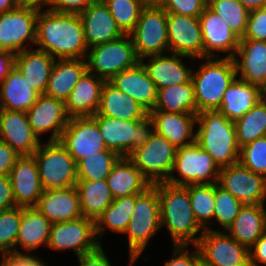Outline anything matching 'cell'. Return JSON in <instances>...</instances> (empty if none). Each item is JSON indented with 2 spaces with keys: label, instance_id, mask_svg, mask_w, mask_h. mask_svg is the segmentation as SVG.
Returning a JSON list of instances; mask_svg holds the SVG:
<instances>
[{
  "label": "cell",
  "instance_id": "cell-1",
  "mask_svg": "<svg viewBox=\"0 0 266 266\" xmlns=\"http://www.w3.org/2000/svg\"><path fill=\"white\" fill-rule=\"evenodd\" d=\"M39 10L36 21L37 49L55 59H86L88 46L82 20L77 13Z\"/></svg>",
  "mask_w": 266,
  "mask_h": 266
},
{
  "label": "cell",
  "instance_id": "cell-2",
  "mask_svg": "<svg viewBox=\"0 0 266 266\" xmlns=\"http://www.w3.org/2000/svg\"><path fill=\"white\" fill-rule=\"evenodd\" d=\"M161 227L167 228L174 245L195 246L199 238L196 236L204 229L195 220L188 190L185 186L173 185L167 182L158 183Z\"/></svg>",
  "mask_w": 266,
  "mask_h": 266
},
{
  "label": "cell",
  "instance_id": "cell-3",
  "mask_svg": "<svg viewBox=\"0 0 266 266\" xmlns=\"http://www.w3.org/2000/svg\"><path fill=\"white\" fill-rule=\"evenodd\" d=\"M197 123L196 142L220 168L238 162L240 147L234 121L214 110L197 113Z\"/></svg>",
  "mask_w": 266,
  "mask_h": 266
},
{
  "label": "cell",
  "instance_id": "cell-4",
  "mask_svg": "<svg viewBox=\"0 0 266 266\" xmlns=\"http://www.w3.org/2000/svg\"><path fill=\"white\" fill-rule=\"evenodd\" d=\"M216 59V60H215ZM197 72L192 70L197 113L219 110L224 92L237 77L233 58H204Z\"/></svg>",
  "mask_w": 266,
  "mask_h": 266
},
{
  "label": "cell",
  "instance_id": "cell-5",
  "mask_svg": "<svg viewBox=\"0 0 266 266\" xmlns=\"http://www.w3.org/2000/svg\"><path fill=\"white\" fill-rule=\"evenodd\" d=\"M161 227L158 183L135 195V206L124 234H128L130 266L141 256Z\"/></svg>",
  "mask_w": 266,
  "mask_h": 266
},
{
  "label": "cell",
  "instance_id": "cell-6",
  "mask_svg": "<svg viewBox=\"0 0 266 266\" xmlns=\"http://www.w3.org/2000/svg\"><path fill=\"white\" fill-rule=\"evenodd\" d=\"M32 156L37 163L43 190L76 186L77 163L60 141L41 143Z\"/></svg>",
  "mask_w": 266,
  "mask_h": 266
},
{
  "label": "cell",
  "instance_id": "cell-7",
  "mask_svg": "<svg viewBox=\"0 0 266 266\" xmlns=\"http://www.w3.org/2000/svg\"><path fill=\"white\" fill-rule=\"evenodd\" d=\"M107 149L120 157H128L136 148L142 146L154 131L153 121L148 115L142 120H124L94 115Z\"/></svg>",
  "mask_w": 266,
  "mask_h": 266
},
{
  "label": "cell",
  "instance_id": "cell-8",
  "mask_svg": "<svg viewBox=\"0 0 266 266\" xmlns=\"http://www.w3.org/2000/svg\"><path fill=\"white\" fill-rule=\"evenodd\" d=\"M86 59L87 70L105 82L140 61L129 34L89 48Z\"/></svg>",
  "mask_w": 266,
  "mask_h": 266
},
{
  "label": "cell",
  "instance_id": "cell-9",
  "mask_svg": "<svg viewBox=\"0 0 266 266\" xmlns=\"http://www.w3.org/2000/svg\"><path fill=\"white\" fill-rule=\"evenodd\" d=\"M168 13L156 3H147L134 30L129 34L139 60L169 51Z\"/></svg>",
  "mask_w": 266,
  "mask_h": 266
},
{
  "label": "cell",
  "instance_id": "cell-10",
  "mask_svg": "<svg viewBox=\"0 0 266 266\" xmlns=\"http://www.w3.org/2000/svg\"><path fill=\"white\" fill-rule=\"evenodd\" d=\"M220 170L211 155L194 141L177 148L172 174L167 183L178 186L215 184L218 183ZM173 172H177L179 178Z\"/></svg>",
  "mask_w": 266,
  "mask_h": 266
},
{
  "label": "cell",
  "instance_id": "cell-11",
  "mask_svg": "<svg viewBox=\"0 0 266 266\" xmlns=\"http://www.w3.org/2000/svg\"><path fill=\"white\" fill-rule=\"evenodd\" d=\"M177 148L155 131L128 158L151 185L167 182L172 174Z\"/></svg>",
  "mask_w": 266,
  "mask_h": 266
},
{
  "label": "cell",
  "instance_id": "cell-12",
  "mask_svg": "<svg viewBox=\"0 0 266 266\" xmlns=\"http://www.w3.org/2000/svg\"><path fill=\"white\" fill-rule=\"evenodd\" d=\"M196 244L201 266H251L249 249L227 232L205 229Z\"/></svg>",
  "mask_w": 266,
  "mask_h": 266
},
{
  "label": "cell",
  "instance_id": "cell-13",
  "mask_svg": "<svg viewBox=\"0 0 266 266\" xmlns=\"http://www.w3.org/2000/svg\"><path fill=\"white\" fill-rule=\"evenodd\" d=\"M38 12L39 9L33 7L17 6L11 11L1 13L0 50L17 54L29 49V43L35 44Z\"/></svg>",
  "mask_w": 266,
  "mask_h": 266
},
{
  "label": "cell",
  "instance_id": "cell-14",
  "mask_svg": "<svg viewBox=\"0 0 266 266\" xmlns=\"http://www.w3.org/2000/svg\"><path fill=\"white\" fill-rule=\"evenodd\" d=\"M100 245L96 237L95 221L84 216L53 223L47 243V247L53 250L72 249L76 257L93 252Z\"/></svg>",
  "mask_w": 266,
  "mask_h": 266
},
{
  "label": "cell",
  "instance_id": "cell-15",
  "mask_svg": "<svg viewBox=\"0 0 266 266\" xmlns=\"http://www.w3.org/2000/svg\"><path fill=\"white\" fill-rule=\"evenodd\" d=\"M59 141L76 163L87 155L107 149L98 124L92 117L70 118Z\"/></svg>",
  "mask_w": 266,
  "mask_h": 266
},
{
  "label": "cell",
  "instance_id": "cell-16",
  "mask_svg": "<svg viewBox=\"0 0 266 266\" xmlns=\"http://www.w3.org/2000/svg\"><path fill=\"white\" fill-rule=\"evenodd\" d=\"M218 184L243 204H264L266 178L239 162L221 168Z\"/></svg>",
  "mask_w": 266,
  "mask_h": 266
},
{
  "label": "cell",
  "instance_id": "cell-17",
  "mask_svg": "<svg viewBox=\"0 0 266 266\" xmlns=\"http://www.w3.org/2000/svg\"><path fill=\"white\" fill-rule=\"evenodd\" d=\"M169 53L203 60V39L199 17L167 15Z\"/></svg>",
  "mask_w": 266,
  "mask_h": 266
},
{
  "label": "cell",
  "instance_id": "cell-18",
  "mask_svg": "<svg viewBox=\"0 0 266 266\" xmlns=\"http://www.w3.org/2000/svg\"><path fill=\"white\" fill-rule=\"evenodd\" d=\"M199 20L203 39V59L220 58V55L216 54L218 51L227 53L224 58H233L241 38L208 6L199 16Z\"/></svg>",
  "mask_w": 266,
  "mask_h": 266
},
{
  "label": "cell",
  "instance_id": "cell-19",
  "mask_svg": "<svg viewBox=\"0 0 266 266\" xmlns=\"http://www.w3.org/2000/svg\"><path fill=\"white\" fill-rule=\"evenodd\" d=\"M26 113L29 124L39 139L45 132H52L47 141H59L70 119L65 109V102L46 94H39L36 102Z\"/></svg>",
  "mask_w": 266,
  "mask_h": 266
},
{
  "label": "cell",
  "instance_id": "cell-20",
  "mask_svg": "<svg viewBox=\"0 0 266 266\" xmlns=\"http://www.w3.org/2000/svg\"><path fill=\"white\" fill-rule=\"evenodd\" d=\"M0 141L20 156H32L41 140L35 135L24 111L0 109Z\"/></svg>",
  "mask_w": 266,
  "mask_h": 266
},
{
  "label": "cell",
  "instance_id": "cell-21",
  "mask_svg": "<svg viewBox=\"0 0 266 266\" xmlns=\"http://www.w3.org/2000/svg\"><path fill=\"white\" fill-rule=\"evenodd\" d=\"M14 201L18 207H35L43 193L33 156H20L9 173Z\"/></svg>",
  "mask_w": 266,
  "mask_h": 266
},
{
  "label": "cell",
  "instance_id": "cell-22",
  "mask_svg": "<svg viewBox=\"0 0 266 266\" xmlns=\"http://www.w3.org/2000/svg\"><path fill=\"white\" fill-rule=\"evenodd\" d=\"M88 48L125 35L102 0H95L79 13Z\"/></svg>",
  "mask_w": 266,
  "mask_h": 266
},
{
  "label": "cell",
  "instance_id": "cell-23",
  "mask_svg": "<svg viewBox=\"0 0 266 266\" xmlns=\"http://www.w3.org/2000/svg\"><path fill=\"white\" fill-rule=\"evenodd\" d=\"M109 82L137 101L148 113L153 110L158 90L140 61L115 75Z\"/></svg>",
  "mask_w": 266,
  "mask_h": 266
},
{
  "label": "cell",
  "instance_id": "cell-24",
  "mask_svg": "<svg viewBox=\"0 0 266 266\" xmlns=\"http://www.w3.org/2000/svg\"><path fill=\"white\" fill-rule=\"evenodd\" d=\"M169 54L145 57L149 58L148 63H145L144 59L140 60L157 90L187 83L191 79L192 70H194L187 68L183 63L182 58H187V56L176 53Z\"/></svg>",
  "mask_w": 266,
  "mask_h": 266
},
{
  "label": "cell",
  "instance_id": "cell-25",
  "mask_svg": "<svg viewBox=\"0 0 266 266\" xmlns=\"http://www.w3.org/2000/svg\"><path fill=\"white\" fill-rule=\"evenodd\" d=\"M52 224L82 217L76 186L43 190L35 206Z\"/></svg>",
  "mask_w": 266,
  "mask_h": 266
},
{
  "label": "cell",
  "instance_id": "cell-26",
  "mask_svg": "<svg viewBox=\"0 0 266 266\" xmlns=\"http://www.w3.org/2000/svg\"><path fill=\"white\" fill-rule=\"evenodd\" d=\"M239 57V59H238ZM237 77L262 88L266 82V41L240 40L233 57Z\"/></svg>",
  "mask_w": 266,
  "mask_h": 266
},
{
  "label": "cell",
  "instance_id": "cell-27",
  "mask_svg": "<svg viewBox=\"0 0 266 266\" xmlns=\"http://www.w3.org/2000/svg\"><path fill=\"white\" fill-rule=\"evenodd\" d=\"M154 131L165 137L176 148L196 141L197 114L151 111Z\"/></svg>",
  "mask_w": 266,
  "mask_h": 266
},
{
  "label": "cell",
  "instance_id": "cell-28",
  "mask_svg": "<svg viewBox=\"0 0 266 266\" xmlns=\"http://www.w3.org/2000/svg\"><path fill=\"white\" fill-rule=\"evenodd\" d=\"M105 81L86 70L65 101L70 118L92 117L100 105L101 90Z\"/></svg>",
  "mask_w": 266,
  "mask_h": 266
},
{
  "label": "cell",
  "instance_id": "cell-29",
  "mask_svg": "<svg viewBox=\"0 0 266 266\" xmlns=\"http://www.w3.org/2000/svg\"><path fill=\"white\" fill-rule=\"evenodd\" d=\"M33 45L15 55V68L39 94H44L56 59Z\"/></svg>",
  "mask_w": 266,
  "mask_h": 266
},
{
  "label": "cell",
  "instance_id": "cell-30",
  "mask_svg": "<svg viewBox=\"0 0 266 266\" xmlns=\"http://www.w3.org/2000/svg\"><path fill=\"white\" fill-rule=\"evenodd\" d=\"M265 204H244L225 230L234 240L250 249L266 230Z\"/></svg>",
  "mask_w": 266,
  "mask_h": 266
},
{
  "label": "cell",
  "instance_id": "cell-31",
  "mask_svg": "<svg viewBox=\"0 0 266 266\" xmlns=\"http://www.w3.org/2000/svg\"><path fill=\"white\" fill-rule=\"evenodd\" d=\"M95 115L124 120H142L149 113L133 98L105 82L101 90L100 105Z\"/></svg>",
  "mask_w": 266,
  "mask_h": 266
},
{
  "label": "cell",
  "instance_id": "cell-32",
  "mask_svg": "<svg viewBox=\"0 0 266 266\" xmlns=\"http://www.w3.org/2000/svg\"><path fill=\"white\" fill-rule=\"evenodd\" d=\"M263 98L259 86L236 77L224 92L220 111L227 119L235 121L242 117Z\"/></svg>",
  "mask_w": 266,
  "mask_h": 266
},
{
  "label": "cell",
  "instance_id": "cell-33",
  "mask_svg": "<svg viewBox=\"0 0 266 266\" xmlns=\"http://www.w3.org/2000/svg\"><path fill=\"white\" fill-rule=\"evenodd\" d=\"M86 70V59H56L44 94L65 102Z\"/></svg>",
  "mask_w": 266,
  "mask_h": 266
},
{
  "label": "cell",
  "instance_id": "cell-34",
  "mask_svg": "<svg viewBox=\"0 0 266 266\" xmlns=\"http://www.w3.org/2000/svg\"><path fill=\"white\" fill-rule=\"evenodd\" d=\"M113 198L138 195L151 184L128 157H120L106 178Z\"/></svg>",
  "mask_w": 266,
  "mask_h": 266
},
{
  "label": "cell",
  "instance_id": "cell-35",
  "mask_svg": "<svg viewBox=\"0 0 266 266\" xmlns=\"http://www.w3.org/2000/svg\"><path fill=\"white\" fill-rule=\"evenodd\" d=\"M38 96L39 93L15 67L0 83V109L27 112Z\"/></svg>",
  "mask_w": 266,
  "mask_h": 266
},
{
  "label": "cell",
  "instance_id": "cell-36",
  "mask_svg": "<svg viewBox=\"0 0 266 266\" xmlns=\"http://www.w3.org/2000/svg\"><path fill=\"white\" fill-rule=\"evenodd\" d=\"M52 223L36 208L22 207V220L16 238V247L21 245L31 252L48 243Z\"/></svg>",
  "mask_w": 266,
  "mask_h": 266
},
{
  "label": "cell",
  "instance_id": "cell-37",
  "mask_svg": "<svg viewBox=\"0 0 266 266\" xmlns=\"http://www.w3.org/2000/svg\"><path fill=\"white\" fill-rule=\"evenodd\" d=\"M76 188L82 216L94 221L114 200L106 179L78 180Z\"/></svg>",
  "mask_w": 266,
  "mask_h": 266
},
{
  "label": "cell",
  "instance_id": "cell-38",
  "mask_svg": "<svg viewBox=\"0 0 266 266\" xmlns=\"http://www.w3.org/2000/svg\"><path fill=\"white\" fill-rule=\"evenodd\" d=\"M152 111L197 114L194 85L187 83L159 89Z\"/></svg>",
  "mask_w": 266,
  "mask_h": 266
},
{
  "label": "cell",
  "instance_id": "cell-39",
  "mask_svg": "<svg viewBox=\"0 0 266 266\" xmlns=\"http://www.w3.org/2000/svg\"><path fill=\"white\" fill-rule=\"evenodd\" d=\"M135 206V195L114 198L113 202L95 221V232L98 242L104 236L105 228L110 231L124 233L131 219ZM105 224V225H104ZM104 225V226H103Z\"/></svg>",
  "mask_w": 266,
  "mask_h": 266
},
{
  "label": "cell",
  "instance_id": "cell-40",
  "mask_svg": "<svg viewBox=\"0 0 266 266\" xmlns=\"http://www.w3.org/2000/svg\"><path fill=\"white\" fill-rule=\"evenodd\" d=\"M239 147L266 136V98H261L255 106L234 121Z\"/></svg>",
  "mask_w": 266,
  "mask_h": 266
},
{
  "label": "cell",
  "instance_id": "cell-41",
  "mask_svg": "<svg viewBox=\"0 0 266 266\" xmlns=\"http://www.w3.org/2000/svg\"><path fill=\"white\" fill-rule=\"evenodd\" d=\"M188 190L195 220L205 230L210 229L207 224L213 223L215 208V184H189Z\"/></svg>",
  "mask_w": 266,
  "mask_h": 266
},
{
  "label": "cell",
  "instance_id": "cell-42",
  "mask_svg": "<svg viewBox=\"0 0 266 266\" xmlns=\"http://www.w3.org/2000/svg\"><path fill=\"white\" fill-rule=\"evenodd\" d=\"M120 156L109 149L87 155L77 163L78 180H103L108 177Z\"/></svg>",
  "mask_w": 266,
  "mask_h": 266
},
{
  "label": "cell",
  "instance_id": "cell-43",
  "mask_svg": "<svg viewBox=\"0 0 266 266\" xmlns=\"http://www.w3.org/2000/svg\"><path fill=\"white\" fill-rule=\"evenodd\" d=\"M207 6L217 13L237 36H244L249 11L238 0H207Z\"/></svg>",
  "mask_w": 266,
  "mask_h": 266
},
{
  "label": "cell",
  "instance_id": "cell-44",
  "mask_svg": "<svg viewBox=\"0 0 266 266\" xmlns=\"http://www.w3.org/2000/svg\"><path fill=\"white\" fill-rule=\"evenodd\" d=\"M124 34H130L147 5L145 0H102Z\"/></svg>",
  "mask_w": 266,
  "mask_h": 266
},
{
  "label": "cell",
  "instance_id": "cell-45",
  "mask_svg": "<svg viewBox=\"0 0 266 266\" xmlns=\"http://www.w3.org/2000/svg\"><path fill=\"white\" fill-rule=\"evenodd\" d=\"M22 220V207L0 211V254H22L16 249V238Z\"/></svg>",
  "mask_w": 266,
  "mask_h": 266
},
{
  "label": "cell",
  "instance_id": "cell-46",
  "mask_svg": "<svg viewBox=\"0 0 266 266\" xmlns=\"http://www.w3.org/2000/svg\"><path fill=\"white\" fill-rule=\"evenodd\" d=\"M243 203L230 192L215 183V208L213 218L223 227L224 231L233 223Z\"/></svg>",
  "mask_w": 266,
  "mask_h": 266
},
{
  "label": "cell",
  "instance_id": "cell-47",
  "mask_svg": "<svg viewBox=\"0 0 266 266\" xmlns=\"http://www.w3.org/2000/svg\"><path fill=\"white\" fill-rule=\"evenodd\" d=\"M238 162L266 178V136L241 147Z\"/></svg>",
  "mask_w": 266,
  "mask_h": 266
},
{
  "label": "cell",
  "instance_id": "cell-48",
  "mask_svg": "<svg viewBox=\"0 0 266 266\" xmlns=\"http://www.w3.org/2000/svg\"><path fill=\"white\" fill-rule=\"evenodd\" d=\"M156 4L167 13L199 17L207 6V0H158Z\"/></svg>",
  "mask_w": 266,
  "mask_h": 266
},
{
  "label": "cell",
  "instance_id": "cell-49",
  "mask_svg": "<svg viewBox=\"0 0 266 266\" xmlns=\"http://www.w3.org/2000/svg\"><path fill=\"white\" fill-rule=\"evenodd\" d=\"M240 40L266 41V7L249 12L247 29Z\"/></svg>",
  "mask_w": 266,
  "mask_h": 266
},
{
  "label": "cell",
  "instance_id": "cell-50",
  "mask_svg": "<svg viewBox=\"0 0 266 266\" xmlns=\"http://www.w3.org/2000/svg\"><path fill=\"white\" fill-rule=\"evenodd\" d=\"M188 245H174V254L164 266H201V256L199 249L195 245V250L188 252Z\"/></svg>",
  "mask_w": 266,
  "mask_h": 266
},
{
  "label": "cell",
  "instance_id": "cell-51",
  "mask_svg": "<svg viewBox=\"0 0 266 266\" xmlns=\"http://www.w3.org/2000/svg\"><path fill=\"white\" fill-rule=\"evenodd\" d=\"M95 0H52L50 9L59 13H77L84 11Z\"/></svg>",
  "mask_w": 266,
  "mask_h": 266
},
{
  "label": "cell",
  "instance_id": "cell-52",
  "mask_svg": "<svg viewBox=\"0 0 266 266\" xmlns=\"http://www.w3.org/2000/svg\"><path fill=\"white\" fill-rule=\"evenodd\" d=\"M2 260L0 266H46L45 262H42L38 257H33L30 254L22 253H10L2 254Z\"/></svg>",
  "mask_w": 266,
  "mask_h": 266
},
{
  "label": "cell",
  "instance_id": "cell-53",
  "mask_svg": "<svg viewBox=\"0 0 266 266\" xmlns=\"http://www.w3.org/2000/svg\"><path fill=\"white\" fill-rule=\"evenodd\" d=\"M19 157L7 143L0 141V175H9Z\"/></svg>",
  "mask_w": 266,
  "mask_h": 266
},
{
  "label": "cell",
  "instance_id": "cell-54",
  "mask_svg": "<svg viewBox=\"0 0 266 266\" xmlns=\"http://www.w3.org/2000/svg\"><path fill=\"white\" fill-rule=\"evenodd\" d=\"M13 190L9 175H0V211L15 208Z\"/></svg>",
  "mask_w": 266,
  "mask_h": 266
},
{
  "label": "cell",
  "instance_id": "cell-55",
  "mask_svg": "<svg viewBox=\"0 0 266 266\" xmlns=\"http://www.w3.org/2000/svg\"><path fill=\"white\" fill-rule=\"evenodd\" d=\"M77 258L80 266H112L102 245L93 252L82 254Z\"/></svg>",
  "mask_w": 266,
  "mask_h": 266
},
{
  "label": "cell",
  "instance_id": "cell-56",
  "mask_svg": "<svg viewBox=\"0 0 266 266\" xmlns=\"http://www.w3.org/2000/svg\"><path fill=\"white\" fill-rule=\"evenodd\" d=\"M250 265H266V230L258 238L256 243L249 249Z\"/></svg>",
  "mask_w": 266,
  "mask_h": 266
},
{
  "label": "cell",
  "instance_id": "cell-57",
  "mask_svg": "<svg viewBox=\"0 0 266 266\" xmlns=\"http://www.w3.org/2000/svg\"><path fill=\"white\" fill-rule=\"evenodd\" d=\"M15 55L14 52L0 50V83L15 67Z\"/></svg>",
  "mask_w": 266,
  "mask_h": 266
},
{
  "label": "cell",
  "instance_id": "cell-58",
  "mask_svg": "<svg viewBox=\"0 0 266 266\" xmlns=\"http://www.w3.org/2000/svg\"><path fill=\"white\" fill-rule=\"evenodd\" d=\"M52 0H16L18 6L33 7L43 10L44 6L51 5Z\"/></svg>",
  "mask_w": 266,
  "mask_h": 266
},
{
  "label": "cell",
  "instance_id": "cell-59",
  "mask_svg": "<svg viewBox=\"0 0 266 266\" xmlns=\"http://www.w3.org/2000/svg\"><path fill=\"white\" fill-rule=\"evenodd\" d=\"M249 12L266 7V0H238Z\"/></svg>",
  "mask_w": 266,
  "mask_h": 266
},
{
  "label": "cell",
  "instance_id": "cell-60",
  "mask_svg": "<svg viewBox=\"0 0 266 266\" xmlns=\"http://www.w3.org/2000/svg\"><path fill=\"white\" fill-rule=\"evenodd\" d=\"M17 6L16 0H0V14L11 11Z\"/></svg>",
  "mask_w": 266,
  "mask_h": 266
},
{
  "label": "cell",
  "instance_id": "cell-61",
  "mask_svg": "<svg viewBox=\"0 0 266 266\" xmlns=\"http://www.w3.org/2000/svg\"><path fill=\"white\" fill-rule=\"evenodd\" d=\"M261 92H262V96L264 98H266V82H265L264 86L261 88Z\"/></svg>",
  "mask_w": 266,
  "mask_h": 266
},
{
  "label": "cell",
  "instance_id": "cell-62",
  "mask_svg": "<svg viewBox=\"0 0 266 266\" xmlns=\"http://www.w3.org/2000/svg\"><path fill=\"white\" fill-rule=\"evenodd\" d=\"M147 3H156L158 0H145Z\"/></svg>",
  "mask_w": 266,
  "mask_h": 266
}]
</instances>
